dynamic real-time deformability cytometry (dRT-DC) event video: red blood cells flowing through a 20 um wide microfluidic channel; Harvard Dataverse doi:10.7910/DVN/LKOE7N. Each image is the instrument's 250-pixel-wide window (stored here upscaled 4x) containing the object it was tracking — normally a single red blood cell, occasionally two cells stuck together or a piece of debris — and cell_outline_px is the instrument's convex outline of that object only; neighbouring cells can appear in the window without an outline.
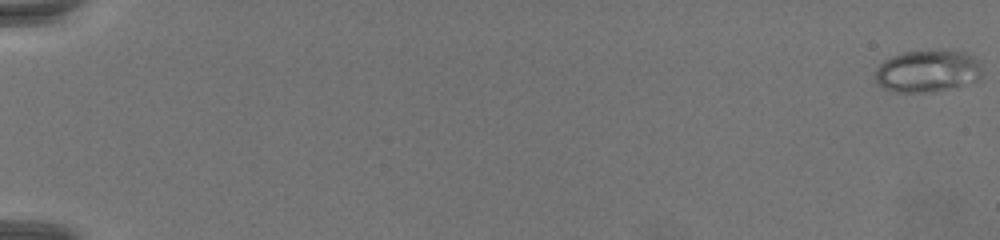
{"species": "common noctule bat (a hibernating species)", "species_latin": "Nyctalus noctula", "temperature_condition": "warm", "stored_images_in_passage": 72, "camera_frame_rate_fps": 3000, "um_per_image_px": 0.085, "animal": {"sex": "female", "body_mass_g": 19.5, "forearm_length_mm": 54.1}, "frame": {"image": 1, "passage_image": 1, "time_ms": 0.0, "image_size_px": [1000, 240], "cell_outline_px": [[980, 80], [924, 92], [896, 92], [884, 88], [876, 80], [876, 68], [884, 60], [892, 56], [904, 52], [968, 52], [980, 60]], "centroid_in_image_um": [78.83, 6.04], "position_along_channel_um": 6.2, "area_um2": 25.43}}
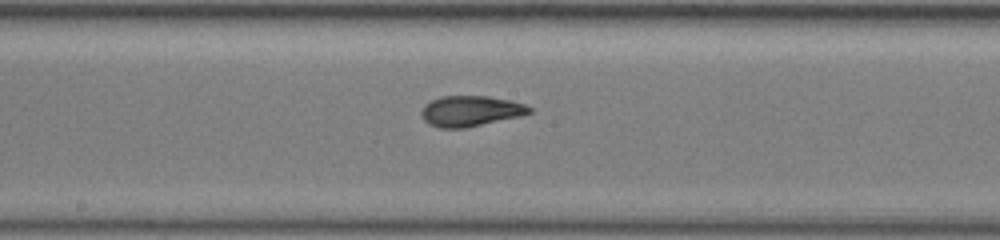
{"frame": {"image": 2, "passage_image": 42, "time_ms": 13.667, "image_size_px": [1000, 240], "cell_outline_px": [[532, 112], [520, 116], [464, 128], [440, 128], [428, 124], [420, 116], [420, 112], [424, 104], [440, 96], [488, 96], [508, 100], [524, 104], [532, 108]], "centroid_in_image_um": [39.95, 9.44], "position_along_channel_um": 208.3, "area_um2": 19.25}}
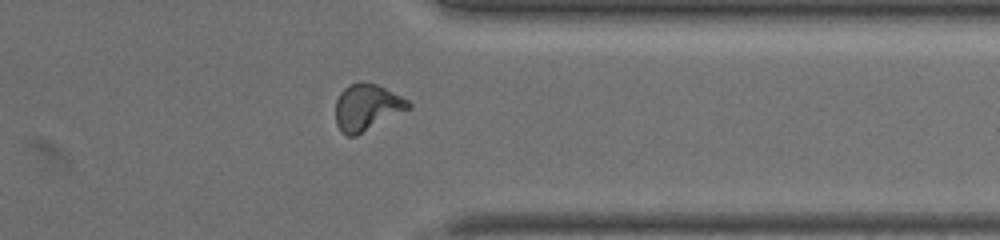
{"frame": {"image": 3, "passage_image": 59, "time_ms": 19.333, "image_size_px": [1000, 240], "cell_outline_px": [[412, 108], [356, 136], [348, 136], [340, 132], [336, 124], [336, 100], [340, 92], [348, 84], [360, 80], [376, 84], [408, 100], [412, 104]], "centroid_in_image_um": [31.17, 9.12], "position_along_channel_um": 380.2, "area_um2": 20.0}}